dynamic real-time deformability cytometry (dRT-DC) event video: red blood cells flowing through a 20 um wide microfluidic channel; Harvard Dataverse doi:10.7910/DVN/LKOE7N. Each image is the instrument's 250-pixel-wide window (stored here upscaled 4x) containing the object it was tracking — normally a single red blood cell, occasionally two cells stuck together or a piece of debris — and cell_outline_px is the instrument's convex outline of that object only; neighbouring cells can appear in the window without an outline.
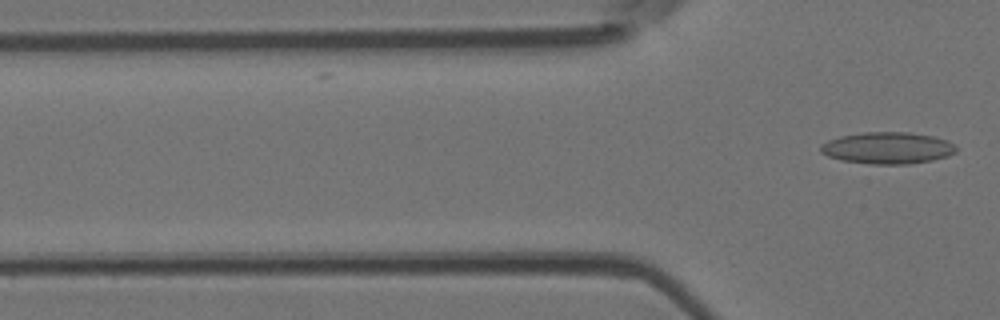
{"species": "Egyptian fruit bat (a non-hibernating species)", "species_latin": "Rousettus aegyptiacus", "temperature_condition": "room temperature", "stored_images_in_passage": 3, "camera_frame_rate_fps": 3000, "um_per_image_px": 0.085, "animal": {"sex": "female"}, "frame": {"image": 1, "passage_image": 3, "time_ms": 2.333, "image_size_px": [1000, 320], "cell_outline_px": [[956, 152], [948, 156], [932, 160], [908, 164], [872, 164], [840, 160], [828, 156], [820, 152], [820, 144], [828, 140], [840, 136], [864, 132], [908, 132], [932, 136], [948, 140], [956, 148]], "centroid_in_image_um": [75.42, 12.58], "position_along_channel_um": 50.4, "area_um2": 25.09}}